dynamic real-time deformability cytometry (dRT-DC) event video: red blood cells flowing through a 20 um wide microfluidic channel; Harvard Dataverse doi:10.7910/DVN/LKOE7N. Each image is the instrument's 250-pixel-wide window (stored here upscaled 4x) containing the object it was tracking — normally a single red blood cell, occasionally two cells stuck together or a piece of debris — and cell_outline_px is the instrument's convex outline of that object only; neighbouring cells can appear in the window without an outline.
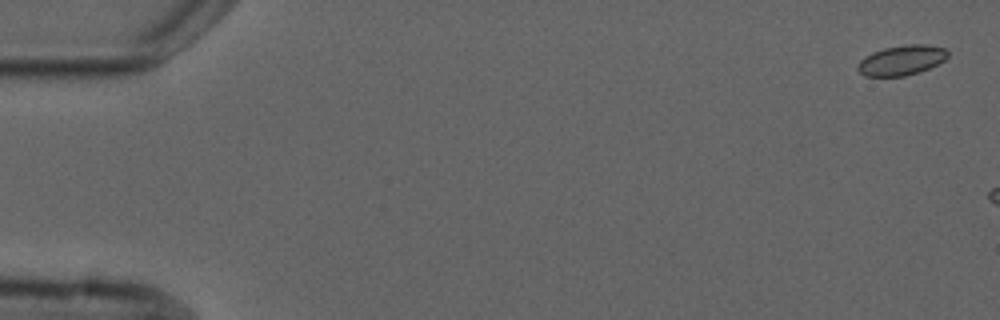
{"species": "common noctule bat (a hibernating species)", "species_latin": "Nyctalus noctula", "temperature_condition": "cold", "stored_images_in_passage": 3, "camera_frame_rate_fps": 3000, "um_per_image_px": 0.085, "animal": {"sex": "male", "forearm_length_mm": 52.5}, "frame": {"image": 1, "passage_image": 1, "time_ms": 0.0, "image_size_px": [1000, 320], "cell_outline_px": [[948, 56], [944, 60], [920, 72], [904, 76], [864, 76], [856, 68], [856, 64], [864, 56], [872, 52], [884, 48], [904, 44], [928, 44], [944, 48], [948, 52]], "centroid_in_image_um": [76.6, 5.11], "position_along_channel_um": 8.4, "area_um2": 15.84}}